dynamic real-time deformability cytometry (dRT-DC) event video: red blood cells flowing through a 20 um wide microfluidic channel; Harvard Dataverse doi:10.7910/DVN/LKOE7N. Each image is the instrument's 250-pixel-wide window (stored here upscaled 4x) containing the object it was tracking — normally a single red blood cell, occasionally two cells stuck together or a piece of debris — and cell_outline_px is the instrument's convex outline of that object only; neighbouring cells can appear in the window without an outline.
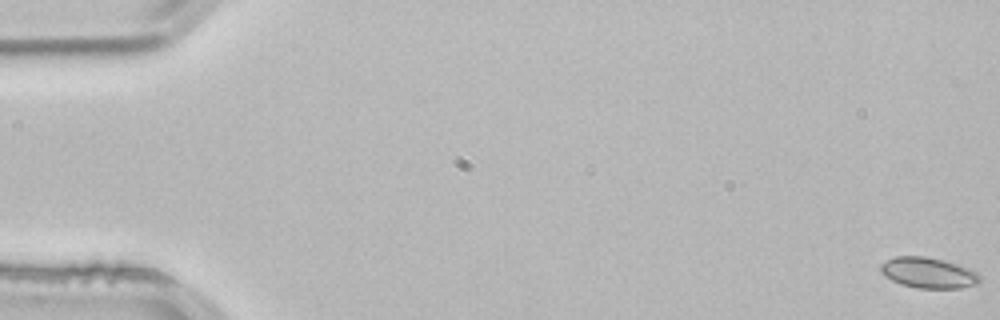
{"species": "common noctule bat (a hibernating species)", "species_latin": "Nyctalus noctula", "temperature_condition": "room temperature", "stored_images_in_passage": 54, "camera_frame_rate_fps": 3000, "um_per_image_px": 0.085, "animal": {"sex": "male", "body_mass_g": 21.5, "forearm_length_mm": 52.0}, "frame": {"image": 1, "passage_image": 1, "time_ms": 0.0, "image_size_px": [1000, 320], "cell_outline_px": [[980, 280], [976, 284], [960, 288], [916, 288], [900, 284], [884, 276], [880, 272], [880, 264], [884, 260], [896, 256], [924, 256], [944, 260], [968, 268], [976, 272], [980, 276]], "centroid_in_image_um": [78.86, 23.18], "position_along_channel_um": 6.1, "area_um2": 17.8}}
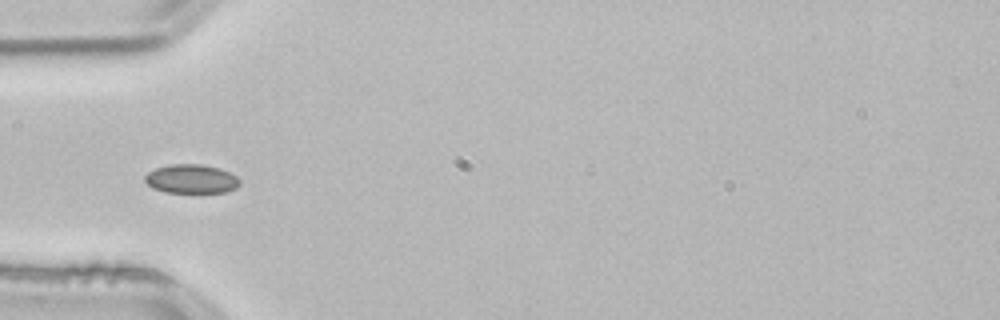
{"frame": {"image": 2, "passage_image": 18, "time_ms": 5.667, "image_size_px": [1000, 320], "cell_outline_px": [[240, 184], [236, 188], [224, 192], [164, 192], [152, 188], [144, 180], [144, 176], [148, 172], [156, 168], [172, 164], [200, 164], [220, 168], [236, 176], [240, 180]], "centroid_in_image_um": [16.25, 15.2], "position_along_channel_um": 68.7, "area_um2": 15.95}}
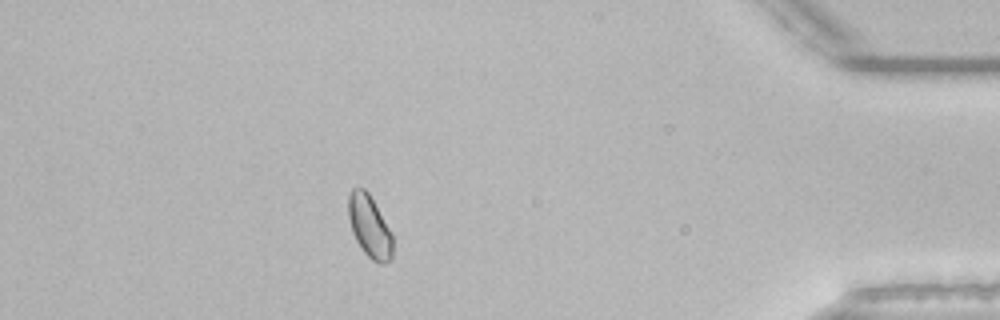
{"frame": {"image": 3, "passage_image": 48, "time_ms": 15.667, "image_size_px": [1000, 320], "cell_outline_px": [[392, 260], [384, 264], [380, 264], [372, 260], [364, 252], [356, 240], [352, 232], [348, 216], [348, 196], [352, 188], [364, 188], [368, 192], [392, 232]], "centroid_in_image_um": [31.41, 19.26], "position_along_channel_um": 403.8, "area_um2": 16.13}, "authors_computed_cell_mechanics": {"area_um2": 16.1551, "velocity_mm_per_s": 3.8124, "shape_relaxation_time_tau1_ms": 2.1761, "shape_relaxation_time_tau2_ms": 9.1961, "deformation_change_tau1": 0.0298, "deformation_change_tau2": 0.0912}}